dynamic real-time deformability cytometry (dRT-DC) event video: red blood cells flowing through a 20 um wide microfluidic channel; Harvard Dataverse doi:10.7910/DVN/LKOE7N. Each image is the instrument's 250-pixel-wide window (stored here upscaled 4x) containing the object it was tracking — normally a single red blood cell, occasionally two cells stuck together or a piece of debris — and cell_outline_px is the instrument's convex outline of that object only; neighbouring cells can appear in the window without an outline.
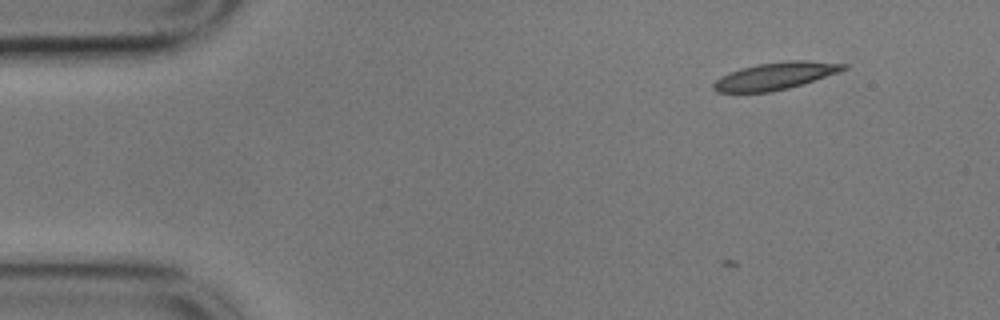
{"species": "common noctule bat (a hibernating species)", "species_latin": "Nyctalus noctula", "temperature_condition": "cold", "stored_images_in_passage": 2, "camera_frame_rate_fps": 3000, "um_per_image_px": 0.085, "animal": {"sex": "male", "body_mass_g": 17.9}, "frame": {"image": 1, "passage_image": 2, "time_ms": 0.333, "image_size_px": [1000, 320], "cell_outline_px": [[848, 68], [788, 88], [772, 92], [716, 92], [712, 88], [712, 84], [720, 76], [740, 68], [756, 64], [788, 60], [804, 60], [848, 64]], "centroid_in_image_um": [65.83, 6.45], "position_along_channel_um": 19.2, "area_um2": 20.4}}